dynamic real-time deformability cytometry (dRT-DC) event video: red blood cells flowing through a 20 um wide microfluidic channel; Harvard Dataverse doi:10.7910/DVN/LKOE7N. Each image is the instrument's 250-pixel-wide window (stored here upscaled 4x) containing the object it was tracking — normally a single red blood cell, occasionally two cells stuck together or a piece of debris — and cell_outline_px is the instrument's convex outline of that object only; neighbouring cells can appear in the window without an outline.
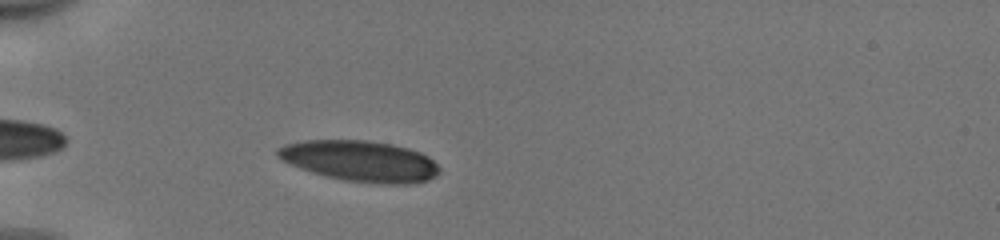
{"species": "human", "species_latin": "Homo sapiens", "temperature_condition": "cold", "stored_images_in_passage": 37, "camera_frame_rate_fps": 3000, "um_per_image_px": 0.085, "donor": {"sex": "male"}, "frame": {"image": 1, "passage_image": 4, "time_ms": 1.0, "image_size_px": [1000, 240], "cell_outline_px": [[440, 172], [436, 176], [428, 180], [412, 184], [384, 184], [344, 180], [312, 172], [300, 168], [280, 160], [276, 156], [276, 148], [284, 144], [304, 140], [368, 140], [392, 144], [408, 148], [420, 152], [428, 156], [440, 168]], "centroid_in_image_um": [30.6, 13.68], "position_along_channel_um": 54.4, "area_um2": 38.73}}
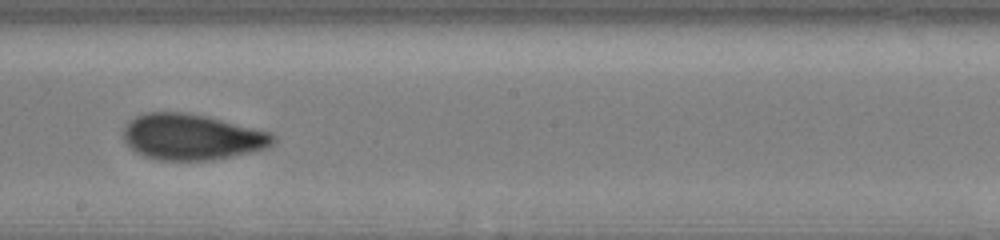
{"frame": {"image": 2, "passage_image": 19, "time_ms": 6.0, "image_size_px": [1000, 240], "cell_outline_px": [[276, 140], [268, 148], [212, 160], [156, 160], [144, 156], [136, 152], [124, 140], [124, 128], [128, 120], [136, 116], [148, 112], [184, 112], [208, 116], [272, 132], [276, 136]], "centroid_in_image_um": [16.33, 11.63], "position_along_channel_um": 231.9, "area_um2": 40.23}}
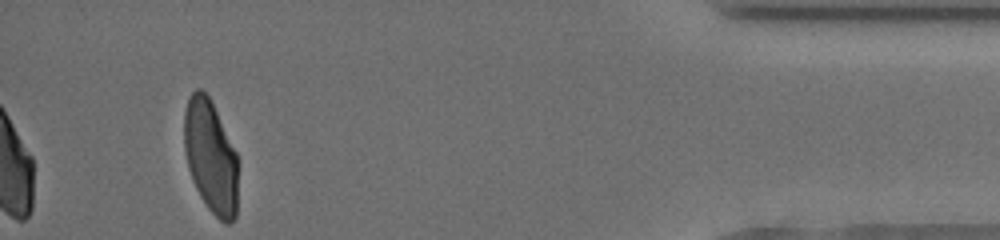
{"frame": {"image": 3, "passage_image": 37, "time_ms": 12.0, "image_size_px": [1000, 240], "cell_outline_px": [[236, 216], [228, 224], [224, 224], [208, 208], [200, 196], [196, 188], [188, 168], [184, 148], [184, 112], [188, 96], [196, 88], [200, 88], [208, 96], [236, 152]], "centroid_in_image_um": [17.87, 13.3], "position_along_channel_um": 417.3, "area_um2": 34.97}, "authors_computed_cell_mechanics": {"area_um2": 38.8416, "velocity_mm_per_s": 3.9676, "shape_relaxation_time_tau1_ms": 3.5631, "shape_relaxation_time_tau2_ms": 0.9222, "deformation_change_tau1": 0.1546, "deformation_change_tau2": 0.0726}}